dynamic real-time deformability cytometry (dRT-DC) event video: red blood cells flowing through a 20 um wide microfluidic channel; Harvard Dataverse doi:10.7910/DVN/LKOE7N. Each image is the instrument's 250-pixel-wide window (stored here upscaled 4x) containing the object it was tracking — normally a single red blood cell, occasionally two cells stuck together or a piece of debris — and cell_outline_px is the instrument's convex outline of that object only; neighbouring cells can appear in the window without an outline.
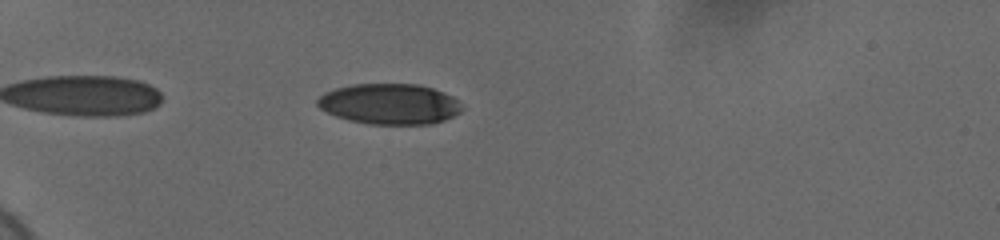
{"species": "human", "species_latin": "Homo sapiens", "temperature_condition": "cold", "stored_images_in_passage": 41, "camera_frame_rate_fps": 3000, "um_per_image_px": 0.085, "donor": {"sex": "female"}, "frame": {"image": 1, "passage_image": 6, "time_ms": 1.667, "image_size_px": [1000, 240], "cell_outline_px": [[464, 108], [460, 112], [444, 120], [432, 124], [368, 124], [348, 120], [336, 116], [320, 108], [316, 104], [316, 100], [324, 92], [336, 88], [352, 84], [416, 84], [432, 88], [444, 92], [452, 96]], "centroid_in_image_um": [33.1, 8.84], "position_along_channel_um": 51.9, "area_um2": 34.22}}
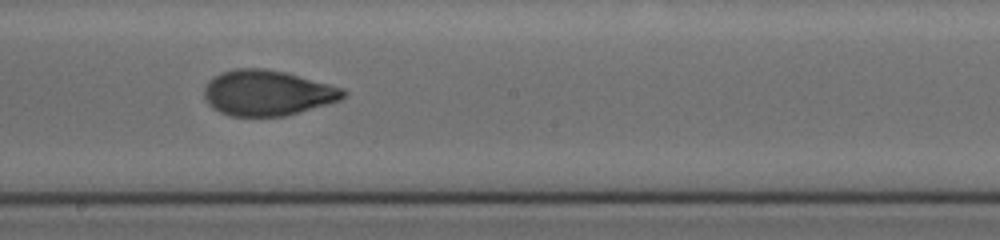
{"frame": {"image": 2, "passage_image": 23, "time_ms": 7.333, "image_size_px": [1000, 240], "cell_outline_px": [[348, 96], [340, 100], [284, 116], [228, 116], [212, 108], [208, 104], [204, 96], [204, 88], [208, 80], [220, 72], [236, 68], [264, 68], [284, 72], [344, 88], [348, 92]], "centroid_in_image_um": [22.7, 7.89], "position_along_channel_um": 225.5, "area_um2": 36.93}}
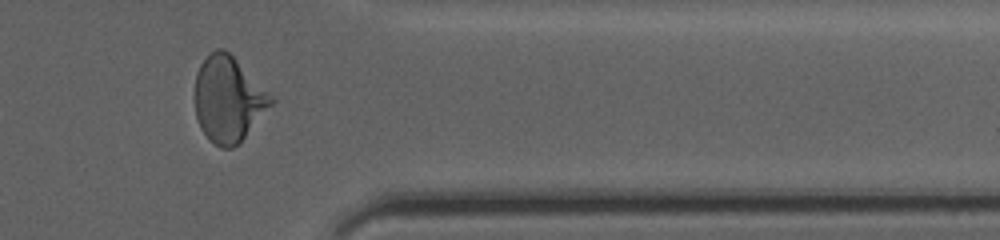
{"frame": {"image": 3, "passage_image": 37, "time_ms": 12.0, "image_size_px": [1000, 240], "cell_outline_px": [[276, 100], [244, 136], [232, 148], [220, 148], [208, 140], [200, 128], [196, 116], [196, 72], [200, 64], [216, 48], [224, 48]], "centroid_in_image_um": [19.38, 8.45], "position_along_channel_um": 392.0, "area_um2": 37.17}, "authors_computed_cell_mechanics": {"area_um2": 36.4718, "velocity_mm_per_s": 3.6884, "shape_relaxation_time_tau1_ms": 4.348, "shape_relaxation_time_tau2_ms": 1.1814, "deformation_change_tau1": 0.1841, "deformation_change_tau2": 0.0642}}